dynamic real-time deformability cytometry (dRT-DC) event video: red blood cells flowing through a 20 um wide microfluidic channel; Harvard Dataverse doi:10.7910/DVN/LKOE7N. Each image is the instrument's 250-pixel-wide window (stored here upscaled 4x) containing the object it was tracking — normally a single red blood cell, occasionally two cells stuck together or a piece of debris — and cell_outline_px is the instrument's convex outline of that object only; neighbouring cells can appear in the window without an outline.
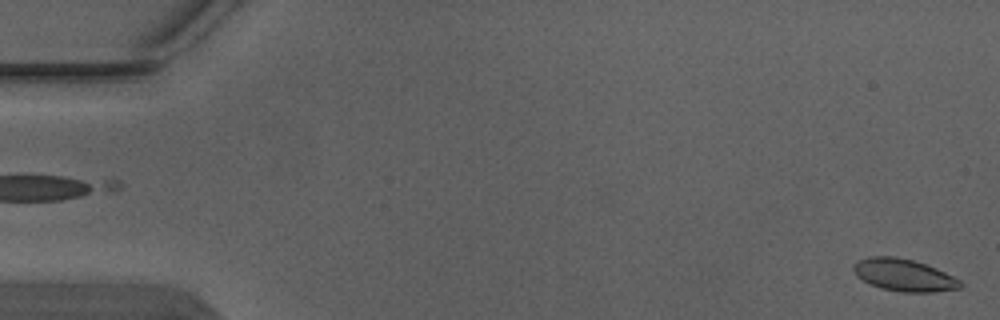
{"species": "Egyptian fruit bat (a non-hibernating species)", "species_latin": "Rousettus aegyptiacus", "temperature_condition": "warm", "stored_images_in_passage": 4, "segment_of_instrument_passage": [2, 2], "camera_frame_rate_fps": 3000, "um_per_image_px": 0.085, "animal": {"sex": "male"}, "frame": {"image": 1, "passage_image": 4, "time_ms": 1.0, "image_size_px": [1000, 320], "cell_outline_px": [[964, 284], [960, 288], [932, 292], [900, 292], [880, 288], [856, 276], [852, 268], [852, 264], [868, 256], [896, 256], [912, 260], [936, 268], [960, 280]], "centroid_in_image_um": [76.81, 23.38], "position_along_channel_um": 8.2, "area_um2": 20.0}}